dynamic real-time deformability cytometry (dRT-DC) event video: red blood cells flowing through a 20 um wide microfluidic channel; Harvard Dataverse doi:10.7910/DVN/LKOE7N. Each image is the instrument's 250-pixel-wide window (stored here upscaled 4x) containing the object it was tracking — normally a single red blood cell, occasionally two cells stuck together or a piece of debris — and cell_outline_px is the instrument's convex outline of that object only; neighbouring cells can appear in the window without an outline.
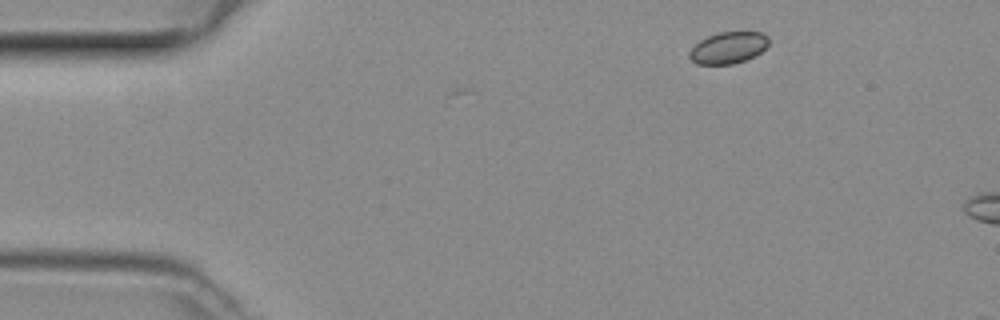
{"species": "common noctule bat (a hibernating species)", "species_latin": "Nyctalus noctula", "temperature_condition": "room temperature", "stored_images_in_passage": 3, "camera_frame_rate_fps": 3000, "um_per_image_px": 0.085, "animal": {"sex": "female", "body_mass_g": 29.2, "forearm_length_mm": 56.3}, "frame": {"image": 1, "passage_image": 3, "time_ms": 0.667, "image_size_px": [1000, 320], "cell_outline_px": [[768, 44], [760, 52], [744, 60], [732, 64], [696, 64], [688, 56], [688, 52], [700, 40], [708, 36], [720, 32], [764, 32], [768, 36]], "centroid_in_image_um": [61.88, 4.05], "position_along_channel_um": 23.1, "area_um2": 14.45}}